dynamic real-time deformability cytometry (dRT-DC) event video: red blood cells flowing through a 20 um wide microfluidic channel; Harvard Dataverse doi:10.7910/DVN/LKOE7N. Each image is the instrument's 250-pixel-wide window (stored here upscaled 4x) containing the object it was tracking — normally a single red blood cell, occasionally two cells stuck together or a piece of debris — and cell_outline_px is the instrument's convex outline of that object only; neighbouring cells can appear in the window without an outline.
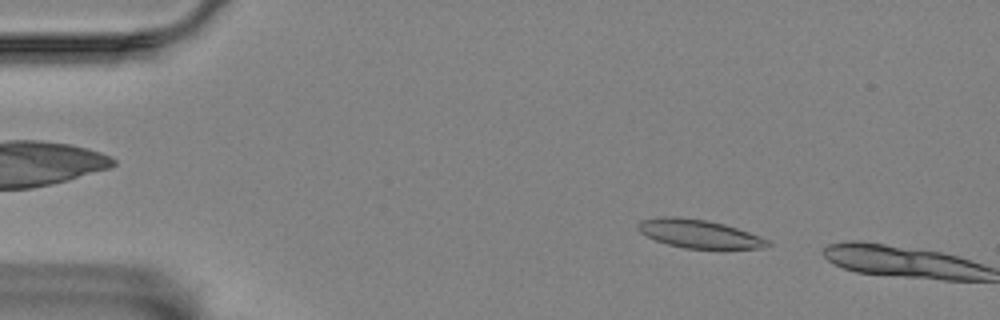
{"species": "Egyptian fruit bat (a non-hibernating species)", "species_latin": "Rousettus aegyptiacus", "temperature_condition": "room temperature", "stored_images_in_passage": 7, "camera_frame_rate_fps": 3000, "um_per_image_px": 0.085, "animal": {"sex": "female"}, "frame": {"image": 1, "passage_image": 5, "time_ms": 1.333, "image_size_px": [1000, 320], "cell_outline_px": [[772, 244], [764, 248], [684, 248], [668, 244], [656, 240], [640, 232], [636, 228], [636, 224], [640, 220], [664, 216], [676, 216], [708, 220], [724, 224], [772, 240]], "centroid_in_image_um": [59.42, 19.86], "position_along_channel_um": 25.6, "area_um2": 21.44}}